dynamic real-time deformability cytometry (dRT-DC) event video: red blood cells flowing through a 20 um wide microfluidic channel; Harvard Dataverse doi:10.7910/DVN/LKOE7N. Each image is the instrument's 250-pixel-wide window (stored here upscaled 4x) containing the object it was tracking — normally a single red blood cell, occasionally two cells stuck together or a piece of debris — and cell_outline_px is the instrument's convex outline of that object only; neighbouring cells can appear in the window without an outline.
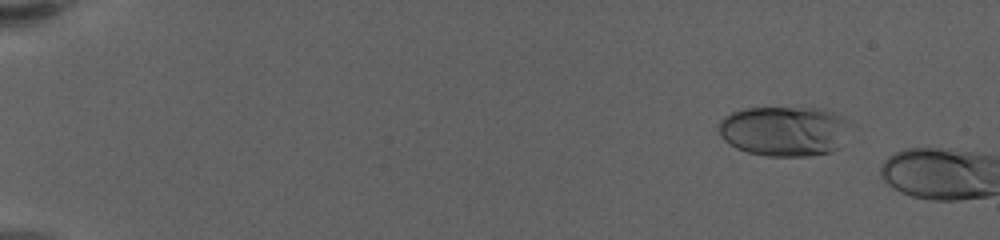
{"species": "human", "species_latin": "Homo sapiens", "temperature_condition": "warm", "stored_images_in_passage": 10, "camera_frame_rate_fps": 3000, "um_per_image_px": 0.085, "donor": {"sex": "female"}, "frame": {"image": 1, "passage_image": 7, "time_ms": 2.0, "image_size_px": [1000, 240], "cell_outline_px": [[844, 120], [836, 148], [828, 152], [808, 156], [768, 156], [748, 152], [736, 148], [728, 144], [720, 136], [720, 120], [724, 116], [732, 112], [744, 108], [820, 108], [832, 112], [840, 116]], "centroid_in_image_um": [66.49, 11.13], "position_along_channel_um": 18.5, "area_um2": 37.17}}